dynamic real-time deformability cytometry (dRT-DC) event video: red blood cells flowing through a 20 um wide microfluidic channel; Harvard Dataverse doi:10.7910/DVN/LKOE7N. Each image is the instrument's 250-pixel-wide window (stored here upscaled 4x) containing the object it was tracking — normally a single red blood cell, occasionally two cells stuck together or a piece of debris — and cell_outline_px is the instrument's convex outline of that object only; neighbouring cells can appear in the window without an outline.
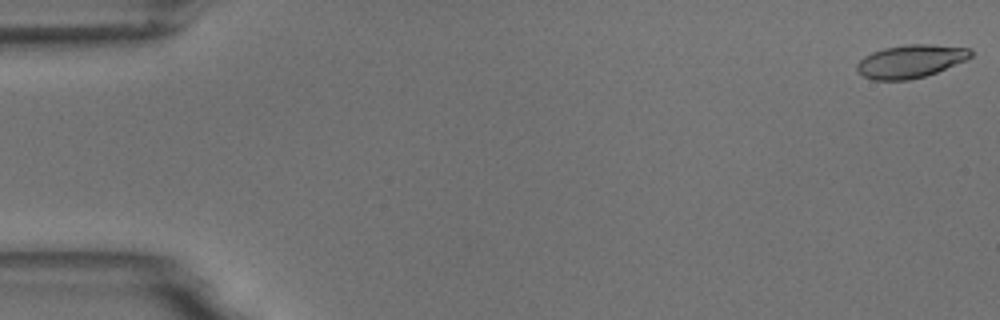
{"species": "common noctule bat (a hibernating species)", "species_latin": "Nyctalus noctula", "temperature_condition": "room temperature", "stored_images_in_passage": 9, "camera_frame_rate_fps": 3000, "um_per_image_px": 0.085, "animal": {"sex": "male", "body_mass_g": 18.8}, "frame": {"image": 1, "passage_image": 1, "time_ms": 0.0, "image_size_px": [1000, 320], "cell_outline_px": [[972, 56], [964, 60], [936, 72], [924, 76], [908, 80], [872, 80], [864, 76], [856, 68], [856, 64], [864, 56], [872, 52], [884, 48], [908, 44], [932, 44], [972, 48]], "centroid_in_image_um": [77.39, 5.2], "position_along_channel_um": 7.6, "area_um2": 21.79}}
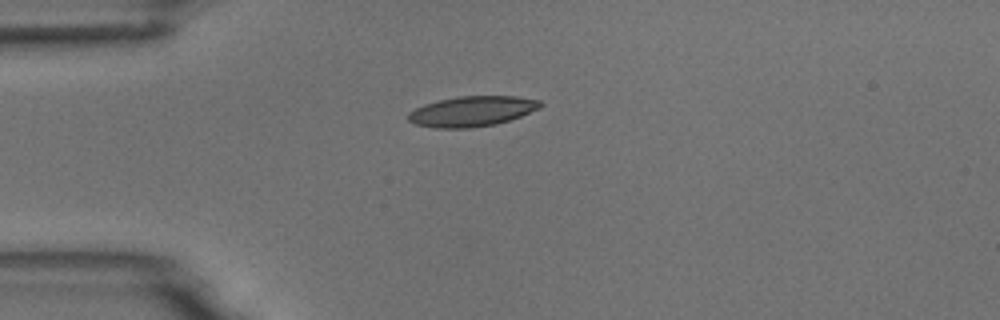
{"frame": {"image": 2, "passage_image": 4, "time_ms": 4.333, "image_size_px": [1000, 320], "cell_outline_px": [[544, 104], [540, 108], [520, 116], [496, 124], [468, 128], [436, 128], [416, 124], [408, 120], [408, 112], [424, 104], [456, 96], [516, 96], [540, 100]], "centroid_in_image_um": [40.13, 9.45], "position_along_channel_um": 44.9, "area_um2": 23.24}}
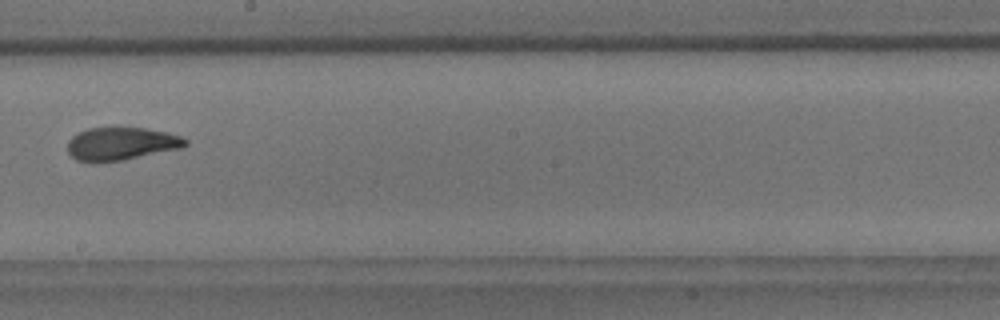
{"frame": {"image": 3, "passage_image": 9, "time_ms": 10.0, "image_size_px": [1000, 320], "cell_outline_px": [[188, 144], [184, 148], [124, 160], [92, 164], [76, 160], [68, 152], [68, 140], [72, 136], [88, 128], [144, 128], [168, 132], [180, 136], [188, 140]], "centroid_in_image_um": [10.32, 12.25], "position_along_channel_um": 237.9, "area_um2": 23.0}}